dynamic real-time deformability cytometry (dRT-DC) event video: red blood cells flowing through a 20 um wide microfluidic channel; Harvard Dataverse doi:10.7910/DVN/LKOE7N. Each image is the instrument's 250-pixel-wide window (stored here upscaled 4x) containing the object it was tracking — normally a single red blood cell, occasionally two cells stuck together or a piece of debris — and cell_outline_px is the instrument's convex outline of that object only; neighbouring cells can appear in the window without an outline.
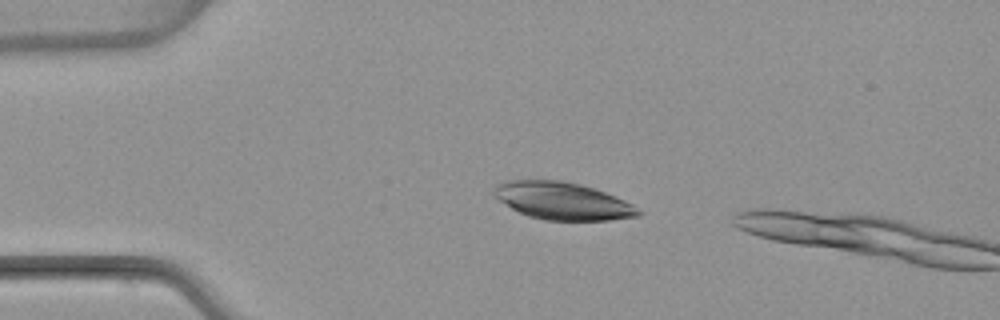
{"species": "common noctule bat (a hibernating species)", "species_latin": "Nyctalus noctula", "temperature_condition": "warm", "stored_images_in_passage": 2, "camera_frame_rate_fps": 3000, "um_per_image_px": 0.085, "animal": {"sex": "female", "body_mass_g": 22.7, "forearm_length_mm": 54.2}, "frame": {"image": 1, "passage_image": 1, "time_ms": 0.0, "image_size_px": [1000, 320], "cell_outline_px": [[644, 212], [640, 216], [608, 220], [544, 220], [528, 216], [512, 208], [492, 196], [492, 188], [496, 184], [504, 180], [560, 180], [580, 184], [604, 192], [624, 200], [632, 204]], "centroid_in_image_um": [47.78, 17.07], "position_along_channel_um": 37.2, "area_um2": 31.56}}